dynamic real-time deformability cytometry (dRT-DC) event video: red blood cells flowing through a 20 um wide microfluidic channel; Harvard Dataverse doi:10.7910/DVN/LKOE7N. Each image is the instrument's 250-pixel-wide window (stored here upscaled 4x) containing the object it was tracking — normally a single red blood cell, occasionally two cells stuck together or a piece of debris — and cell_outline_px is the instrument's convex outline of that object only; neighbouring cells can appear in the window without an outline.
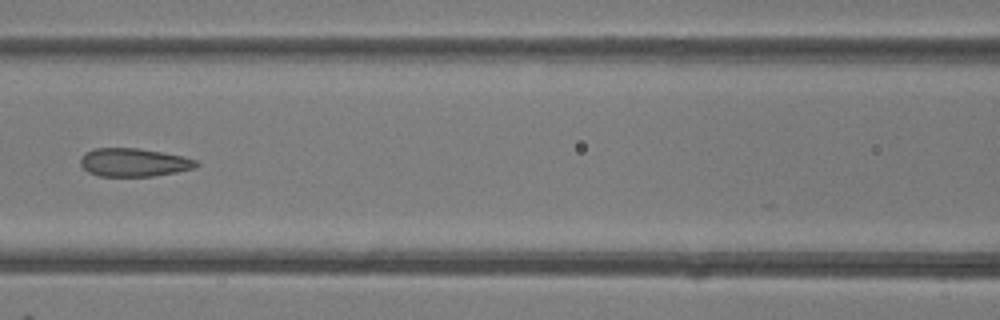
{"species": "common noctule bat (a hibernating species)", "species_latin": "Nyctalus noctula", "temperature_condition": "room temperature", "stored_images_in_passage": 7, "camera_frame_rate_fps": 3000, "um_per_image_px": 0.085, "animal": {"sex": "female"}, "frame": {"image": 1, "passage_image": 6, "time_ms": 6.667, "image_size_px": [1000, 320], "cell_outline_px": [[200, 164], [196, 168], [176, 172], [152, 176], [100, 176], [88, 172], [80, 164], [80, 156], [84, 152], [96, 148], [136, 148], [184, 156], [196, 160]], "centroid_in_image_um": [11.37, 13.8], "position_along_channel_um": 155.2, "area_um2": 19.13}}